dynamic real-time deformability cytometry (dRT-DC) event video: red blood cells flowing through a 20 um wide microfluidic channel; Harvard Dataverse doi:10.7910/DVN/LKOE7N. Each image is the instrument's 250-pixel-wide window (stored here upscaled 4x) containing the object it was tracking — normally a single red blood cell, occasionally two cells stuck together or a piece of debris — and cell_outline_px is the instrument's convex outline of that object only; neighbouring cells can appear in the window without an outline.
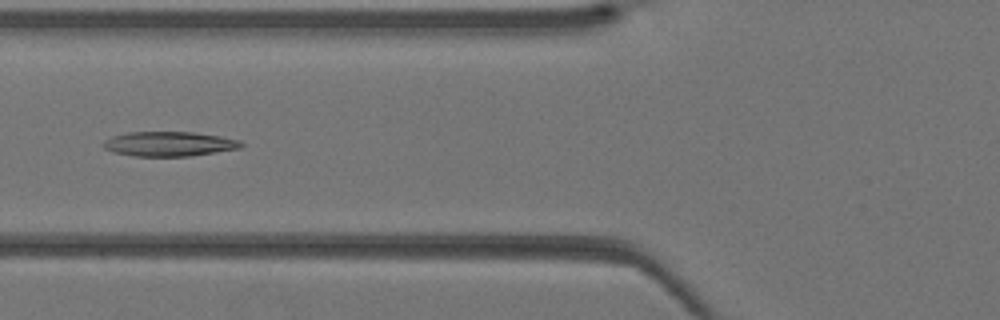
{"species": "Egyptian fruit bat (a non-hibernating species)", "species_latin": "Rousettus aegyptiacus", "temperature_condition": "warm", "stored_images_in_passage": 40, "camera_frame_rate_fps": 3000, "um_per_image_px": 0.085, "animal": {"sex": "female"}, "frame": {"image": 1, "passage_image": 15, "time_ms": 4.667, "image_size_px": [1000, 320], "cell_outline_px": [[244, 144], [240, 148], [192, 156], [132, 156], [112, 152], [104, 148], [100, 144], [104, 140], [112, 136], [128, 132], [196, 132], [220, 136], [240, 140]], "centroid_in_image_um": [14.35, 12.23], "position_along_channel_um": 111.5, "area_um2": 20.0}}
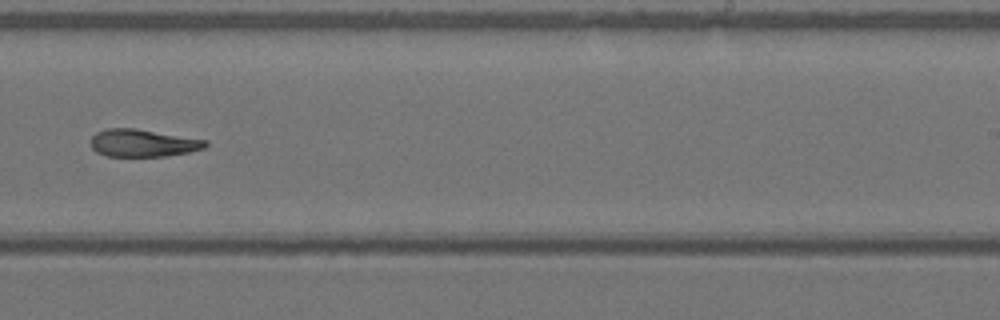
{"frame": {"image": 2, "passage_image": 25, "time_ms": 8.0, "image_size_px": [1000, 320], "cell_outline_px": [[208, 144], [204, 148], [188, 152], [164, 156], [108, 156], [96, 152], [92, 148], [92, 136], [96, 132], [104, 128], [136, 128], [208, 140]], "centroid_in_image_um": [12.14, 12.14], "position_along_channel_um": 276.9, "area_um2": 18.38}}
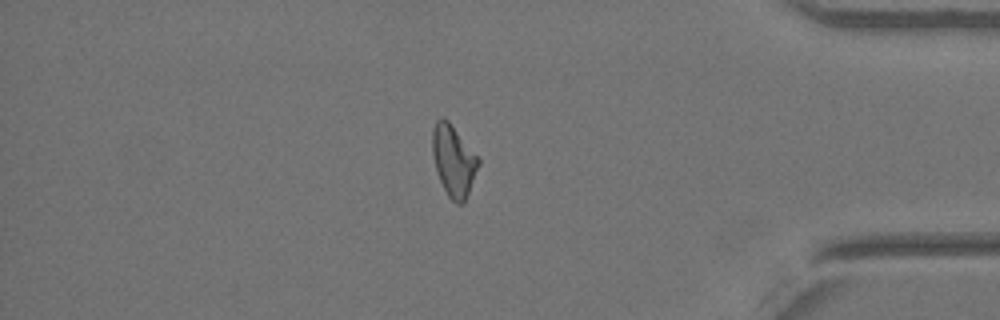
{"frame": {"image": 3, "passage_image": 34, "time_ms": 11.0, "image_size_px": [1000, 320], "cell_outline_px": [[480, 164], [464, 204], [456, 204], [448, 196], [436, 172], [432, 152], [432, 128], [436, 120], [440, 116], [444, 116], [448, 120], [480, 160]], "centroid_in_image_um": [38.53, 13.65], "position_along_channel_um": 396.7, "area_um2": 19.13}}